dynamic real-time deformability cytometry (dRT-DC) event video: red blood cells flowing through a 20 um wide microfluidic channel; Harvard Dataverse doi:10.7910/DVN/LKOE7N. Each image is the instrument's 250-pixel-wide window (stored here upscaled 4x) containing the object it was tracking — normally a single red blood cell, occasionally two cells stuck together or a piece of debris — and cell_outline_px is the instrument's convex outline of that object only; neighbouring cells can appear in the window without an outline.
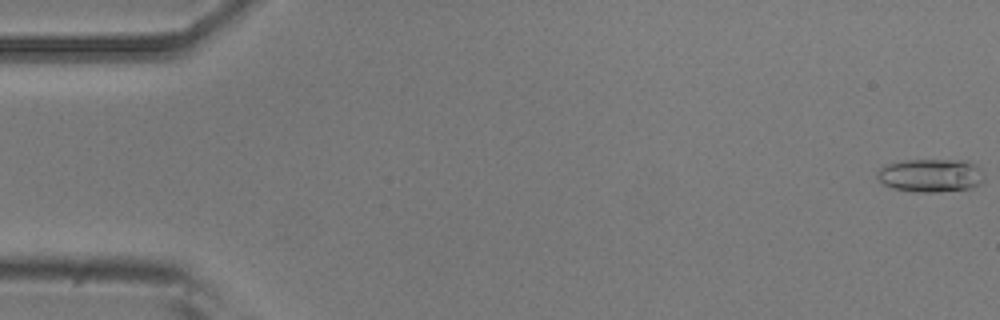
{"species": "common noctule bat (a hibernating species)", "species_latin": "Nyctalus noctula", "temperature_condition": "room temperature", "stored_images_in_passage": 9, "camera_frame_rate_fps": 3000, "um_per_image_px": 0.085, "animal": {"sex": "male", "body_mass_g": 20.5, "forearm_length_mm": 52.5}, "frame": {"image": 1, "passage_image": 1, "time_ms": 0.0, "image_size_px": [1000, 320], "cell_outline_px": [[984, 180], [980, 184], [972, 188], [936, 192], [912, 192], [892, 188], [884, 184], [876, 176], [876, 172], [884, 164], [904, 160], [968, 160], [980, 168], [984, 176]], "centroid_in_image_um": [79.1, 14.91], "position_along_channel_um": 5.9, "area_um2": 21.04}}